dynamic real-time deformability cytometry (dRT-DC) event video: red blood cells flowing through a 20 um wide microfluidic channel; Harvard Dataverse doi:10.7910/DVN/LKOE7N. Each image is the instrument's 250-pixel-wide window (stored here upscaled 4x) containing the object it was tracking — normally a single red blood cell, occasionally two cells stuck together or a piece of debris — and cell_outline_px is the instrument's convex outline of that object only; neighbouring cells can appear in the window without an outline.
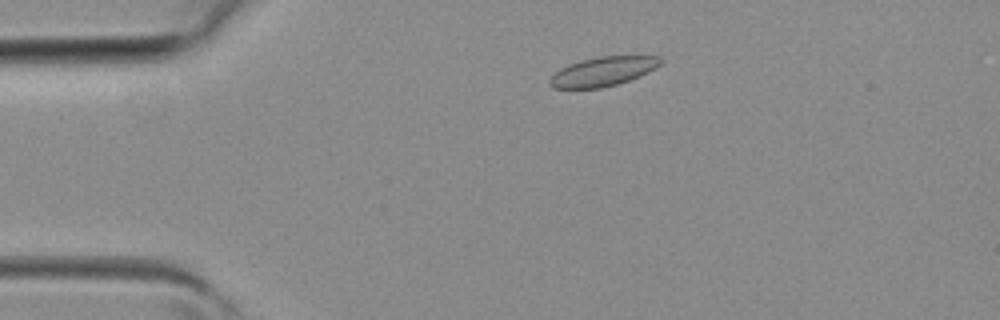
{"species": "common noctule bat (a hibernating species)", "species_latin": "Nyctalus noctula", "temperature_condition": "room temperature", "stored_images_in_passage": 4, "camera_frame_rate_fps": 3000, "um_per_image_px": 0.085, "animal": {"sex": "female", "body_mass_g": 19.3, "forearm_length_mm": 54.1}, "frame": {"image": 1, "passage_image": 2, "time_ms": 0.333, "image_size_px": [1000, 320], "cell_outline_px": [[664, 60], [656, 68], [640, 76], [616, 84], [600, 88], [552, 88], [548, 84], [548, 80], [560, 68], [568, 64], [580, 60], [600, 56], [660, 56]], "centroid_in_image_um": [51.24, 6.07], "position_along_channel_um": 33.8, "area_um2": 18.9}}
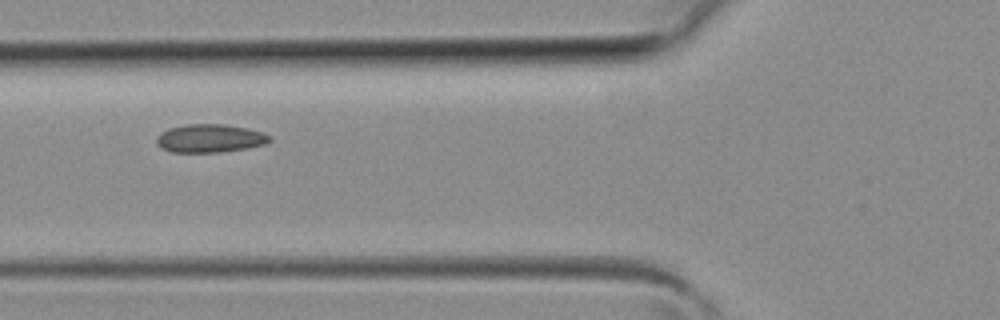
{"frame": {"image": 2, "passage_image": 4, "time_ms": 1.0, "image_size_px": [1000, 320], "cell_outline_px": [[272, 140], [264, 144], [248, 148], [220, 152], [172, 152], [156, 144], [156, 136], [160, 132], [168, 128], [188, 124], [224, 124], [248, 128], [264, 132], [272, 136]], "centroid_in_image_um": [17.87, 11.75], "position_along_channel_um": 107.9, "area_um2": 18.79}}